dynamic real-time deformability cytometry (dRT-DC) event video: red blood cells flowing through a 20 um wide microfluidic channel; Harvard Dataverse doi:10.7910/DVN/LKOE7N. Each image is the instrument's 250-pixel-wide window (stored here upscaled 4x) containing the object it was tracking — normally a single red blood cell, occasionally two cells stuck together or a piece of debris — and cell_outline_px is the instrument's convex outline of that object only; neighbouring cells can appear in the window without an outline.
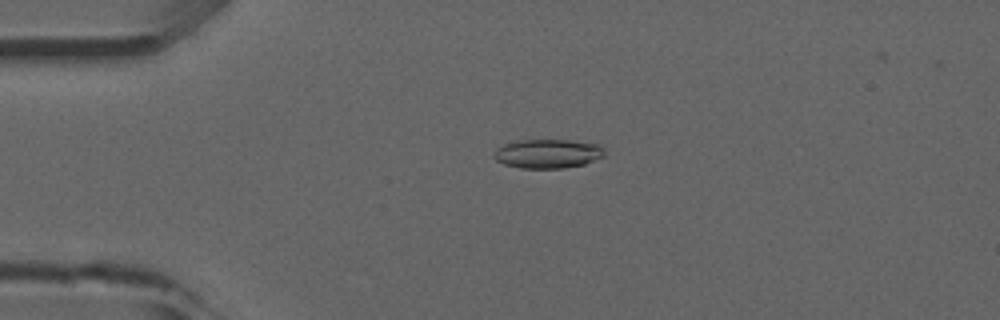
{"species": "common noctule bat (a hibernating species)", "species_latin": "Nyctalus noctula", "temperature_condition": "room temperature", "stored_images_in_passage": 48, "camera_frame_rate_fps": 3000, "um_per_image_px": 0.085, "animal": {"sex": "male", "forearm_length_mm": 52.5}, "frame": {"image": 1, "passage_image": 11, "time_ms": 3.333, "image_size_px": [1000, 320], "cell_outline_px": [[604, 156], [584, 164], [564, 168], [520, 168], [504, 164], [496, 160], [492, 156], [496, 148], [504, 144], [520, 140], [572, 140], [600, 144], [604, 152]], "centroid_in_image_um": [46.55, 13.06], "position_along_channel_um": 38.5, "area_um2": 18.79}}
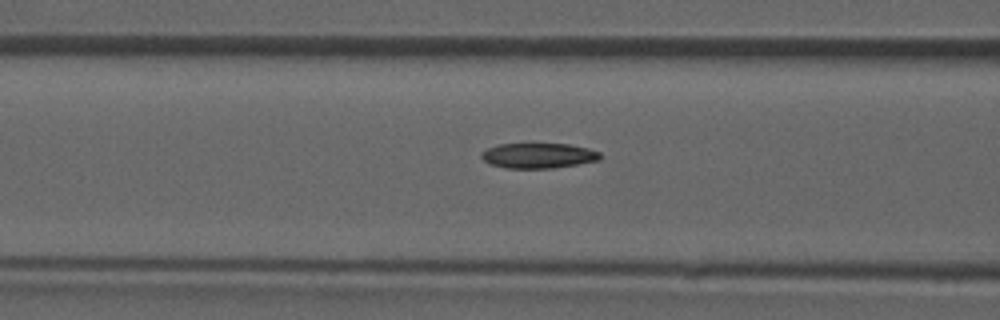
{"frame": {"image": 2, "passage_image": 19, "time_ms": 6.0, "image_size_px": [1000, 320], "cell_outline_px": [[600, 160], [552, 168], [504, 168], [492, 164], [484, 160], [480, 156], [480, 152], [488, 148], [500, 144], [532, 140], [568, 144], [588, 148], [600, 152]], "centroid_in_image_um": [45.73, 13.17], "position_along_channel_um": 120.9, "area_um2": 18.26}}
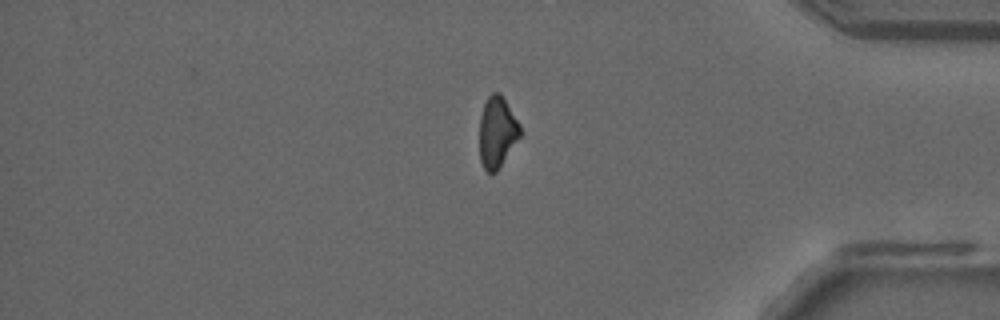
{"frame": {"image": 3, "passage_image": 40, "time_ms": 13.0, "image_size_px": [1000, 320], "cell_outline_px": [[520, 136], [496, 172], [488, 172], [484, 168], [480, 160], [480, 116], [484, 104], [488, 96], [492, 92], [500, 92], [520, 124]], "centroid_in_image_um": [42.24, 11.2], "position_along_channel_um": 393.0, "area_um2": 16.59}}